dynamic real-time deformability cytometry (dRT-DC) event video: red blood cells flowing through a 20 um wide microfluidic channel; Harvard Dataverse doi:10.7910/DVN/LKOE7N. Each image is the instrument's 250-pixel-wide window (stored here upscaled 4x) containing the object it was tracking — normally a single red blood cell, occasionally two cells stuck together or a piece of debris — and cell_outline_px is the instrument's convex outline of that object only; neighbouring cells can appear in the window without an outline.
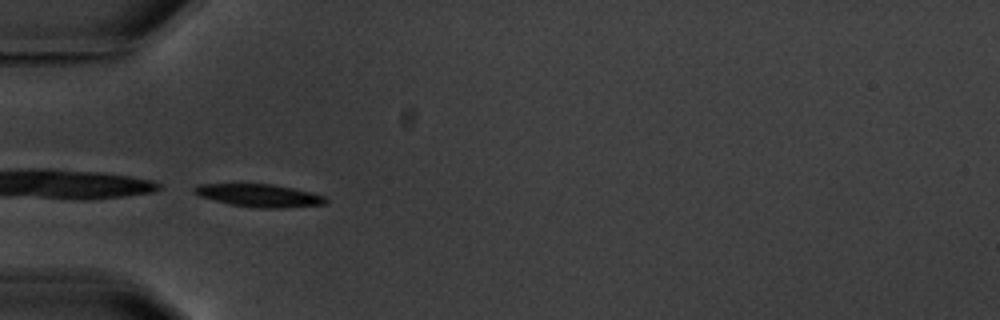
{"species": "common noctule bat (a hibernating species)", "species_latin": "Nyctalus noctula", "temperature_condition": "warm", "stored_images_in_passage": 11, "camera_frame_rate_fps": 3000, "um_per_image_px": 0.085, "animal": {"sex": "male", "body_mass_g": 20.1, "forearm_length_mm": 53.5}, "frame": {"image": 1, "passage_image": 5, "time_ms": 5.667, "image_size_px": [1000, 320], "cell_outline_px": [[328, 200], [324, 204], [280, 208], [256, 208], [232, 204], [200, 196], [192, 192], [192, 188], [196, 184], [272, 184], [312, 192], [324, 196]], "centroid_in_image_um": [22.02, 16.61], "position_along_channel_um": 63.0, "area_um2": 17.28}}